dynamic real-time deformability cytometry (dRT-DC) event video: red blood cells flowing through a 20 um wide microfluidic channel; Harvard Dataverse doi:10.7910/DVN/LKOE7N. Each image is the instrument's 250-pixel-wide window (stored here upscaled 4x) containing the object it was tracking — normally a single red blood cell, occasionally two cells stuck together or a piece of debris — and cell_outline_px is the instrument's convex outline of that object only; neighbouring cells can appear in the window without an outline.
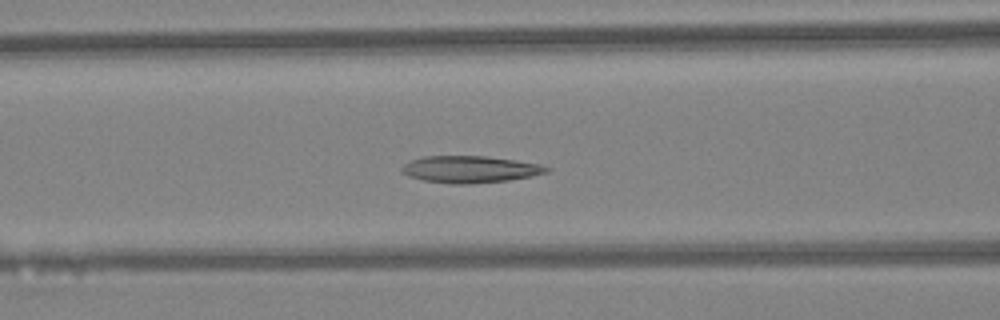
{"species": "Egyptian fruit bat (a non-hibernating species)", "species_latin": "Rousettus aegyptiacus", "temperature_condition": "warm", "stored_images_in_passage": 45, "camera_frame_rate_fps": 3000, "um_per_image_px": 0.085, "animal": {"sex": "female"}, "frame": {"image": 1, "passage_image": 18, "time_ms": 5.667, "image_size_px": [1000, 320], "cell_outline_px": [[552, 168], [548, 172], [532, 176], [508, 180], [472, 184], [452, 184], [424, 180], [408, 176], [400, 172], [400, 168], [404, 164], [412, 160], [424, 156], [488, 156], [516, 160], [540, 164]], "centroid_in_image_um": [39.96, 14.39], "position_along_channel_um": 126.6, "area_um2": 22.83}}
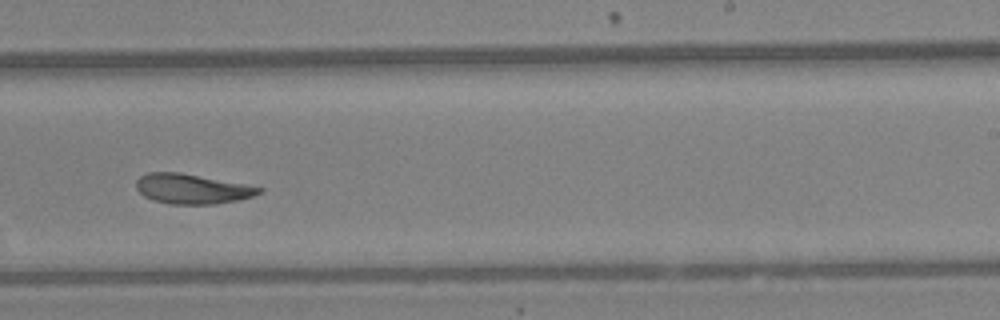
{"frame": {"image": 2, "passage_image": 28, "time_ms": 9.0, "image_size_px": [1000, 320], "cell_outline_px": [[264, 192], [252, 196], [236, 200], [216, 204], [168, 204], [152, 200], [144, 196], [136, 188], [136, 180], [140, 176], [148, 172], [180, 172], [244, 184], [264, 188]], "centroid_in_image_um": [16.3, 16.05], "position_along_channel_um": 272.7, "area_um2": 21.39}}
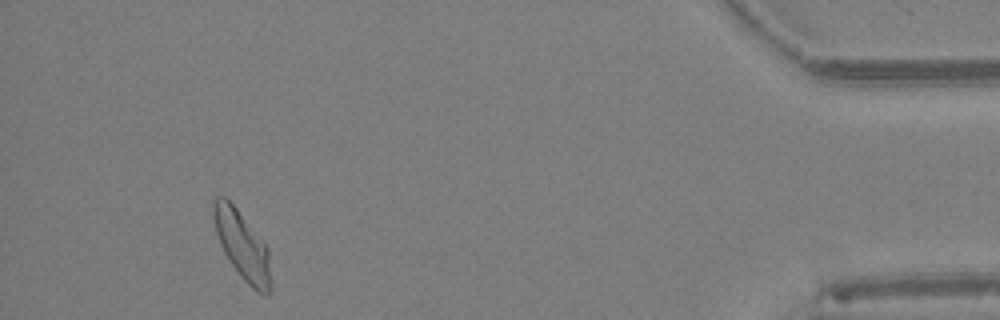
{"frame": {"image": 3, "passage_image": 42, "time_ms": 13.667, "image_size_px": [1000, 320], "cell_outline_px": [[272, 288], [268, 296], [264, 296], [252, 288], [240, 276], [224, 252], [220, 244], [216, 232], [212, 216], [212, 200], [216, 196], [224, 196], [236, 208], [268, 248]], "centroid_in_image_um": [20.59, 20.89], "position_along_channel_um": 414.6, "area_um2": 22.77}, "authors_computed_cell_mechanics": {"area_um2": 22.253, "velocity_mm_per_s": 4.42, "shape_relaxation_time_tau1_ms": 4.7485, "shape_relaxation_time_tau2_ms": 2.6519, "deformation_change_tau1": 0.1669, "deformation_change_tau2": 0.0994}}